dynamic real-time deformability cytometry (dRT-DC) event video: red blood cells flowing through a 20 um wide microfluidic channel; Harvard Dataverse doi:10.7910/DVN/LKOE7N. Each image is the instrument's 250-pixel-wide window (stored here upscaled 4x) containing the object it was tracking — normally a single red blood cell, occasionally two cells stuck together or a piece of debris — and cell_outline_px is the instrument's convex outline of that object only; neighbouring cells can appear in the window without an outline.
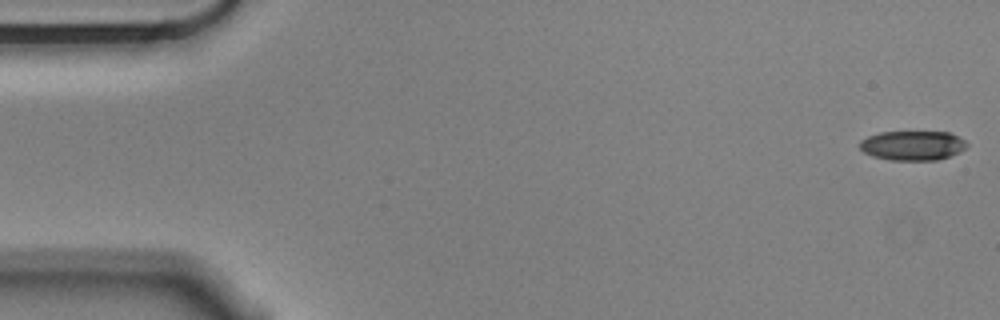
{"species": "Egyptian fruit bat (a non-hibernating species)", "species_latin": "Rousettus aegyptiacus", "temperature_condition": "cold", "stored_images_in_passage": 56, "camera_frame_rate_fps": 3000, "um_per_image_px": 0.085, "animal": {"sex": "male"}, "frame": {"image": 1, "passage_image": 1, "time_ms": 0.0, "image_size_px": [1000, 320], "cell_outline_px": [[968, 144], [960, 152], [936, 160], [892, 160], [872, 156], [864, 152], [860, 148], [860, 140], [868, 136], [880, 132], [948, 132], [964, 140]], "centroid_in_image_um": [77.55, 12.37], "position_along_channel_um": 7.5, "area_um2": 18.26}}
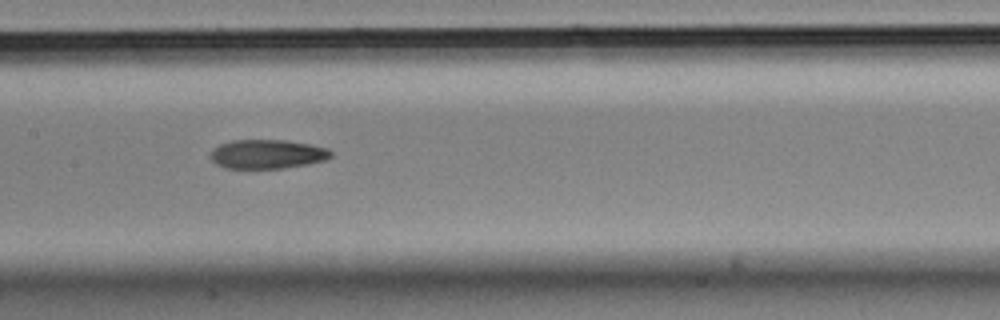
{"frame": {"image": 2, "passage_image": 27, "time_ms": 8.667, "image_size_px": [1000, 320], "cell_outline_px": [[332, 156], [324, 160], [308, 164], [284, 168], [224, 168], [216, 164], [212, 160], [212, 148], [220, 144], [232, 140], [288, 140], [312, 144], [328, 148], [332, 152]], "centroid_in_image_um": [22.74, 13.09], "position_along_channel_um": 184.7, "area_um2": 20.52}}
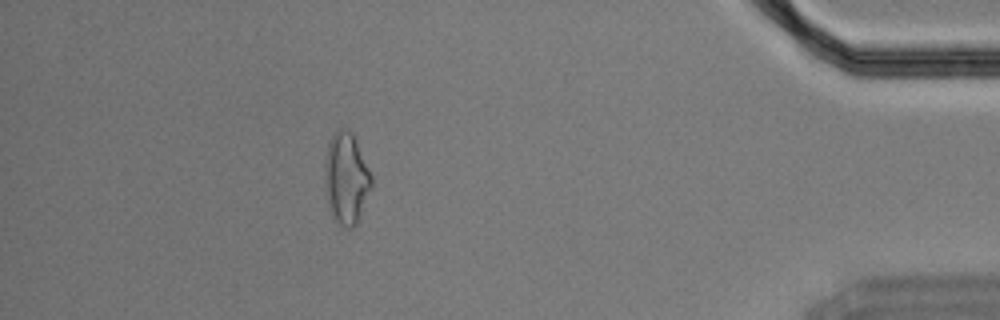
{"frame": {"image": 3, "passage_image": 50, "time_ms": 16.333, "image_size_px": [1000, 320], "cell_outline_px": [[372, 188], [356, 224], [352, 228], [348, 228], [332, 220], [328, 208], [324, 184], [324, 160], [328, 140], [340, 128], [348, 128], [352, 132], [356, 140], [372, 176]], "centroid_in_image_um": [29.4, 15.17], "position_along_channel_um": 405.8, "area_um2": 25.37}, "authors_computed_cell_mechanics": {"area_um2": 21.0392, "velocity_mm_per_s": 3.5461, "shape_relaxation_time_tau1_ms": 4.5728, "shape_relaxation_time_tau2_ms": 7.4006, "deformation_change_tau1": 0.1595, "deformation_change_tau2": 0.1757}}